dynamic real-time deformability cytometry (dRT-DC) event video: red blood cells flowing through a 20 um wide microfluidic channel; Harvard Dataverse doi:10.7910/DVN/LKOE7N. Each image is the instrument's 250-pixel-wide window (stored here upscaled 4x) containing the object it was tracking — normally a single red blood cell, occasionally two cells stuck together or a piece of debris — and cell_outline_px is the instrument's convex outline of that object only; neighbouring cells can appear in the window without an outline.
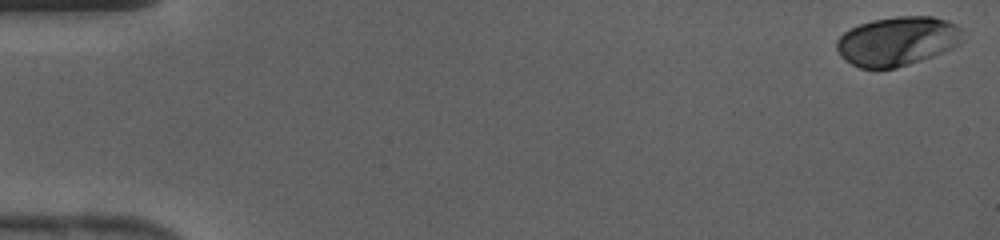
{"species": "human", "species_latin": "Homo sapiens", "temperature_condition": "cold", "stored_images_in_passage": 43, "camera_frame_rate_fps": 3000, "um_per_image_px": 0.085, "donor": {"sex": "female"}, "frame": {"image": 1, "passage_image": 1, "time_ms": 0.0, "image_size_px": [1000, 240], "cell_outline_px": [[964, 40], [960, 44], [952, 48], [932, 56], [896, 68], [860, 68], [844, 60], [840, 56], [836, 48], [836, 40], [844, 32], [860, 24], [872, 20], [896, 16], [932, 16], [956, 24], [960, 28]], "centroid_in_image_um": [76.27, 3.49], "position_along_channel_um": 8.7, "area_um2": 36.07}}
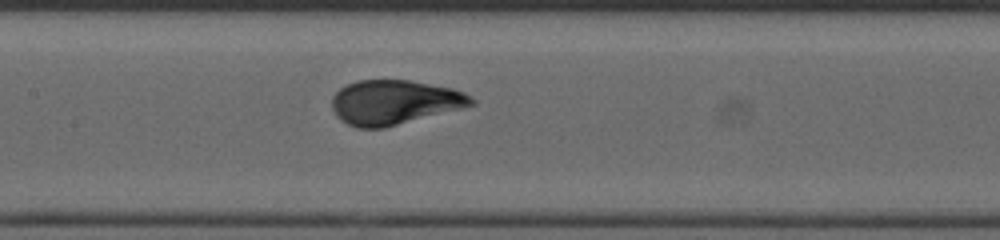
{"frame": {"image": 2, "passage_image": 21, "time_ms": 6.667, "image_size_px": [1000, 240], "cell_outline_px": [[476, 104], [384, 128], [356, 128], [340, 120], [336, 116], [332, 108], [332, 96], [340, 88], [356, 80], [408, 80], [452, 88], [464, 92], [472, 96], [476, 100]], "centroid_in_image_um": [33.51, 8.69], "position_along_channel_um": 173.9, "area_um2": 36.13}}
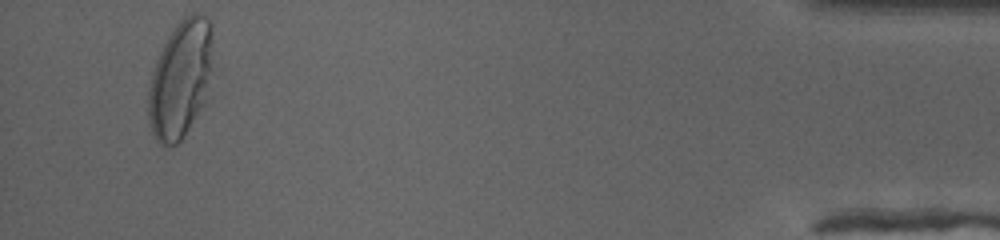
{"frame": {"image": 3, "passage_image": 41, "time_ms": 13.333, "image_size_px": [1000, 240], "cell_outline_px": [[212, 68], [204, 104], [184, 136], [176, 144], [160, 144], [156, 140], [148, 124], [148, 92], [152, 72], [156, 60], [168, 36], [176, 24], [184, 16], [192, 12], [196, 12], [208, 16], [212, 24]], "centroid_in_image_um": [15.35, 6.69], "position_along_channel_um": 419.8, "area_um2": 44.51}}